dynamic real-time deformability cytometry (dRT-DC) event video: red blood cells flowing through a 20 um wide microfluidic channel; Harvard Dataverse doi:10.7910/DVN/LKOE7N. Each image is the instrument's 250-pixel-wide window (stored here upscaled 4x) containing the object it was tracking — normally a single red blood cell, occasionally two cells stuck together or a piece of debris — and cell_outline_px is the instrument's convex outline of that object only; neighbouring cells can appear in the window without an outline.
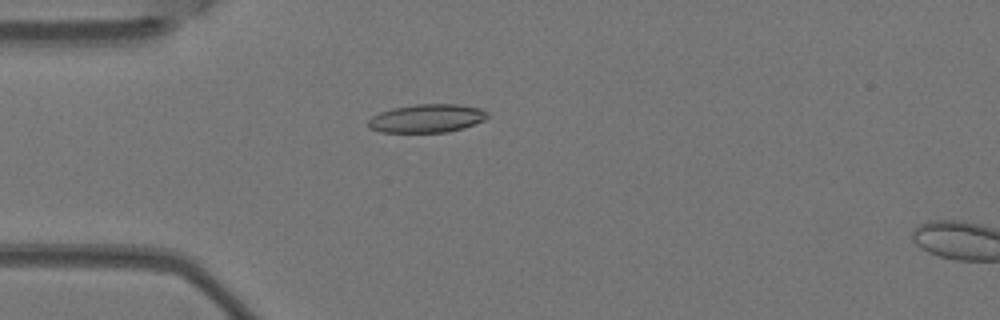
{"species": "Egyptian fruit bat (a non-hibernating species)", "species_latin": "Rousettus aegyptiacus", "temperature_condition": "warm", "stored_images_in_passage": 6, "camera_frame_rate_fps": 3000, "um_per_image_px": 0.085, "animal": {"sex": "female"}, "frame": {"image": 1, "passage_image": 5, "time_ms": 1.333, "image_size_px": [1000, 320], "cell_outline_px": [[488, 116], [484, 120], [464, 128], [448, 132], [380, 132], [368, 128], [368, 120], [372, 116], [380, 112], [392, 108], [416, 104], [456, 104], [480, 108], [488, 112]], "centroid_in_image_um": [36.27, 10.06], "position_along_channel_um": 48.7, "area_um2": 19.77}}